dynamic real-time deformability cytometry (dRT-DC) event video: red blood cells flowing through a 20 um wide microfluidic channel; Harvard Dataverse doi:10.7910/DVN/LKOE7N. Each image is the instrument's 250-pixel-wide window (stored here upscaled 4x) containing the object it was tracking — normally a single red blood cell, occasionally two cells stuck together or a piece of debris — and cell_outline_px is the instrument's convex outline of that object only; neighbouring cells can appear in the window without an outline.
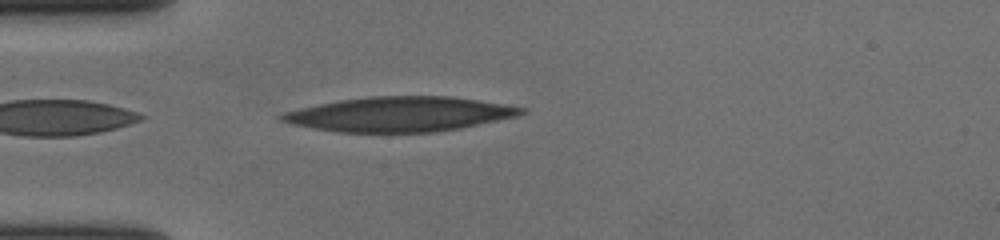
{"species": "human", "species_latin": "Homo sapiens", "temperature_condition": "cold", "stored_images_in_passage": 38, "camera_frame_rate_fps": 3000, "um_per_image_px": 0.085, "donor": {"sex": "female"}, "frame": {"image": 1, "passage_image": 1, "time_ms": 0.0, "image_size_px": [1000, 240], "cell_outline_px": [[528, 112], [516, 116], [460, 128], [432, 132], [336, 132], [312, 128], [292, 124], [280, 120], [276, 116], [284, 112], [300, 108], [340, 100], [372, 96], [448, 96], [476, 100], [528, 108]], "centroid_in_image_um": [33.95, 9.71], "position_along_channel_um": 51.0, "area_um2": 48.21}}
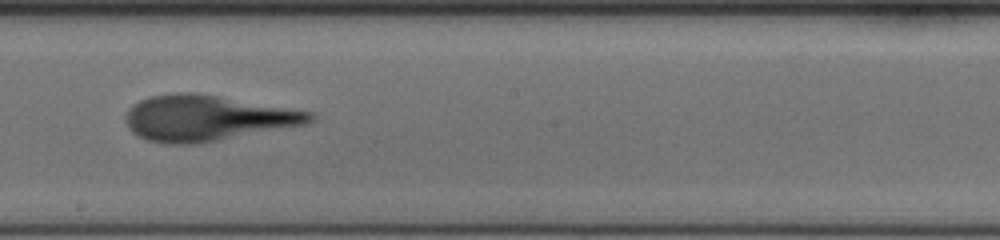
{"frame": {"image": 2, "passage_image": 17, "time_ms": 5.333, "image_size_px": [1000, 240], "cell_outline_px": [[316, 120], [308, 124], [200, 144], [164, 144], [148, 140], [136, 136], [128, 128], [124, 116], [128, 108], [132, 104], [140, 100], [152, 96], [176, 92], [196, 92], [316, 112]], "centroid_in_image_um": [17.62, 10.04], "position_along_channel_um": 230.6, "area_um2": 49.88}}
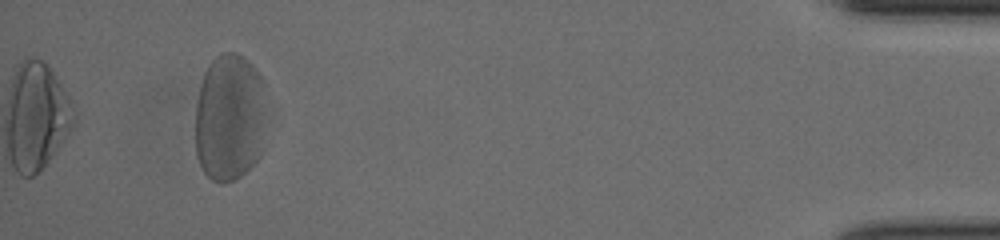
{"frame": {"image": 3, "passage_image": 38, "time_ms": 12.333, "image_size_px": [1000, 240], "cell_outline_px": [[260, 116], [256, 160], [240, 176], [232, 180], [212, 180], [204, 172], [196, 156], [196, 104], [200, 84], [204, 72], [208, 64], [220, 52], [236, 52], [244, 56], [252, 64], [260, 76]], "centroid_in_image_um": [19.38, 9.92], "position_along_channel_um": 415.8, "area_um2": 50.75}}